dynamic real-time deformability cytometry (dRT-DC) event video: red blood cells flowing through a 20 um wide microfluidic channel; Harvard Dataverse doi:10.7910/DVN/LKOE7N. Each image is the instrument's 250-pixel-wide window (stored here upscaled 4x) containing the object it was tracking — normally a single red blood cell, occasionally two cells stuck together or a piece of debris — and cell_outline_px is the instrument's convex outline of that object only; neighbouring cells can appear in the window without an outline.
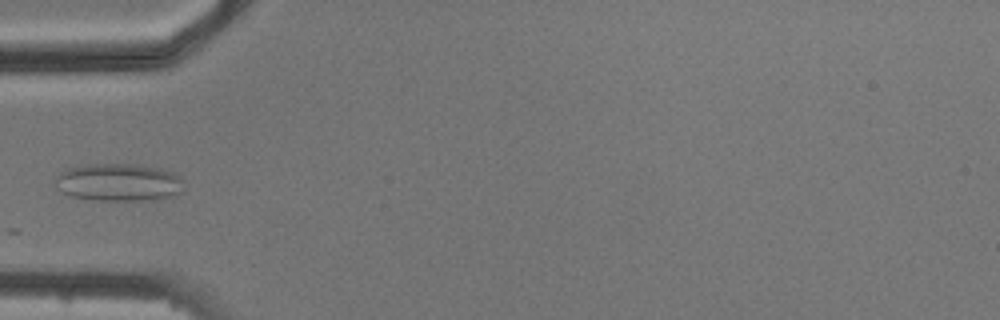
{"species": "common noctule bat (a hibernating species)", "species_latin": "Nyctalus noctula", "temperature_condition": "cold", "stored_images_in_passage": 6, "camera_frame_rate_fps": 3000, "um_per_image_px": 0.085, "animal": {"sex": "male", "body_mass_g": 20.5, "forearm_length_mm": 52.5}, "frame": {"image": 1, "passage_image": 5, "time_ms": 4.667, "image_size_px": [1000, 320], "cell_outline_px": [[180, 192], [172, 196], [144, 200], [100, 200], [72, 196], [60, 192], [52, 184], [56, 176], [60, 172], [68, 168], [88, 164], [132, 164], [160, 168], [172, 172], [180, 180]], "centroid_in_image_um": [9.97, 15.49], "position_along_channel_um": 75.0, "area_um2": 27.92}}